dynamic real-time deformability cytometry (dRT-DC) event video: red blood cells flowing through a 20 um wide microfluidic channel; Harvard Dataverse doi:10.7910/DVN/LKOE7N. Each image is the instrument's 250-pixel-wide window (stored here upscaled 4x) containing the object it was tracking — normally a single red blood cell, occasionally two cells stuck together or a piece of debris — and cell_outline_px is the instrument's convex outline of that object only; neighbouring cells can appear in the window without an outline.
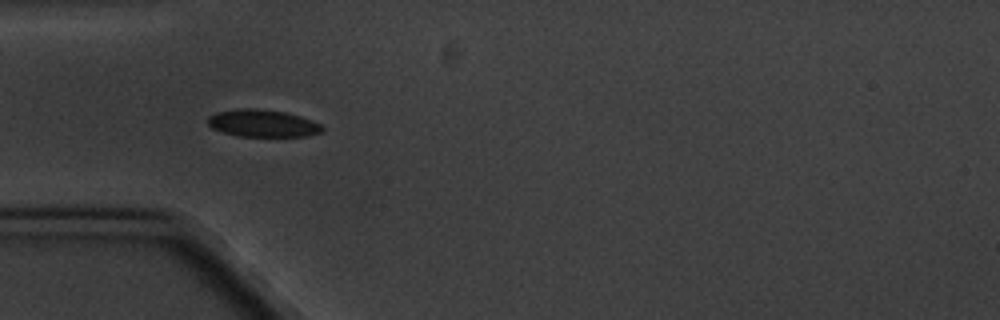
{"species": "common noctule bat (a hibernating species)", "species_latin": "Nyctalus noctula", "temperature_condition": "cold", "stored_images_in_passage": 7, "camera_frame_rate_fps": 3000, "um_per_image_px": 0.085, "animal": {"sex": "male", "body_mass_g": 20.1, "forearm_length_mm": 53.5}, "frame": {"image": 1, "passage_image": 6, "time_ms": 5.667, "image_size_px": [1000, 320], "cell_outline_px": [[324, 132], [308, 136], [236, 136], [220, 132], [212, 128], [208, 124], [208, 116], [216, 112], [240, 108], [252, 108], [284, 112], [300, 116], [320, 124], [324, 128]], "centroid_in_image_um": [22.31, 10.49], "position_along_channel_um": 62.7, "area_um2": 18.26}}